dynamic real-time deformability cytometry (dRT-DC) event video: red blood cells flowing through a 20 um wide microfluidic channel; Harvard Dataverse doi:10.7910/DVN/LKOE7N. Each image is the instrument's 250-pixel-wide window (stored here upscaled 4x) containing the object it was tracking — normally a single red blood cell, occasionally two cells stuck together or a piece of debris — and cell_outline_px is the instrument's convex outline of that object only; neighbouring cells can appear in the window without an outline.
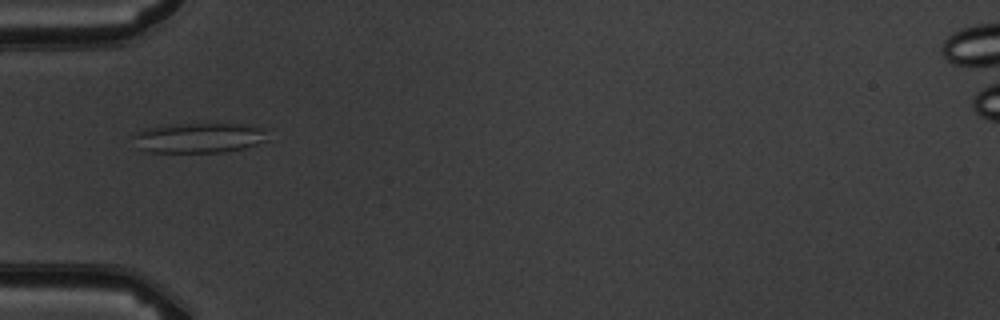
{"species": "common noctule bat (a hibernating species)", "species_latin": "Nyctalus noctula", "temperature_condition": "warm", "stored_images_in_passage": 5, "camera_frame_rate_fps": 3000, "um_per_image_px": 0.085, "animal": {"sex": "male", "body_mass_g": 19.5, "forearm_length_mm": 54.6}, "frame": {"image": 1, "passage_image": 4, "time_ms": 4.333, "image_size_px": [1000, 320], "cell_outline_px": [[268, 140], [244, 148], [224, 152], [148, 152], [140, 148], [132, 136], [136, 132], [148, 128], [168, 124], [192, 120], [208, 120], [248, 124], [268, 128]], "centroid_in_image_um": [17.02, 11.63], "position_along_channel_um": 68.0, "area_um2": 25.14}}
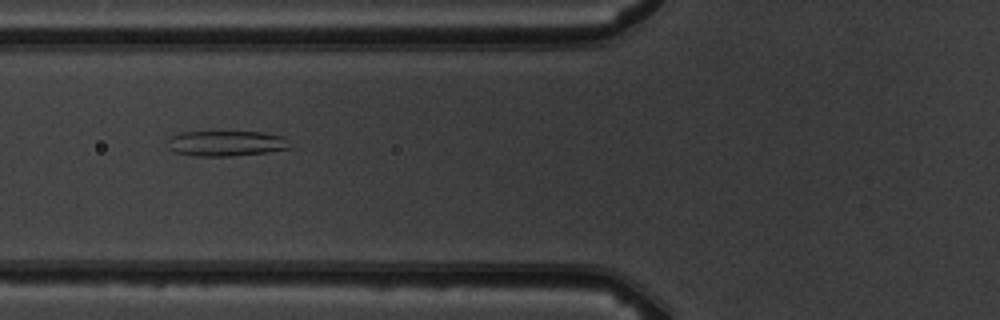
{"frame": {"image": 2, "passage_image": 5, "time_ms": 5.333, "image_size_px": [1000, 320], "cell_outline_px": [[292, 148], [268, 152], [232, 156], [196, 156], [176, 152], [168, 148], [172, 136], [180, 132], [264, 132], [284, 136]], "centroid_in_image_um": [19.28, 12.19], "position_along_channel_um": 106.5, "area_um2": 18.03}}